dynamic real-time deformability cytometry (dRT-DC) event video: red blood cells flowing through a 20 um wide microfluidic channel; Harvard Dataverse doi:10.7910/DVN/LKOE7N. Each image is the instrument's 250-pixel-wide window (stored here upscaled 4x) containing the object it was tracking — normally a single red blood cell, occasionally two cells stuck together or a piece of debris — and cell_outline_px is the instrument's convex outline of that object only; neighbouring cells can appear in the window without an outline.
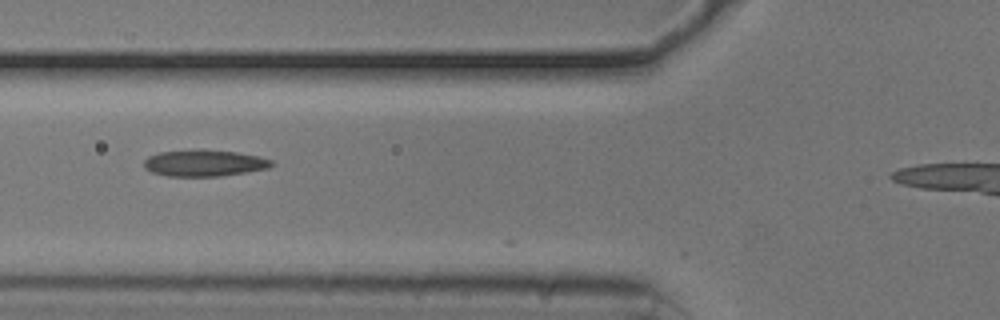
{"species": "common noctule bat (a hibernating species)", "species_latin": "Nyctalus noctula", "temperature_condition": "cold", "stored_images_in_passage": 8, "camera_frame_rate_fps": 3000, "um_per_image_px": 0.085, "animal": {"sex": "male", "body_mass_g": 20.5, "forearm_length_mm": 52.5}, "frame": {"image": 1, "passage_image": 2, "time_ms": 0.333, "image_size_px": [1000, 320], "cell_outline_px": [[272, 164], [268, 168], [220, 176], [168, 176], [152, 172], [144, 168], [144, 160], [148, 156], [160, 152], [236, 152], [260, 156], [272, 160]], "centroid_in_image_um": [17.36, 13.9], "position_along_channel_um": 108.4, "area_um2": 18.73}}
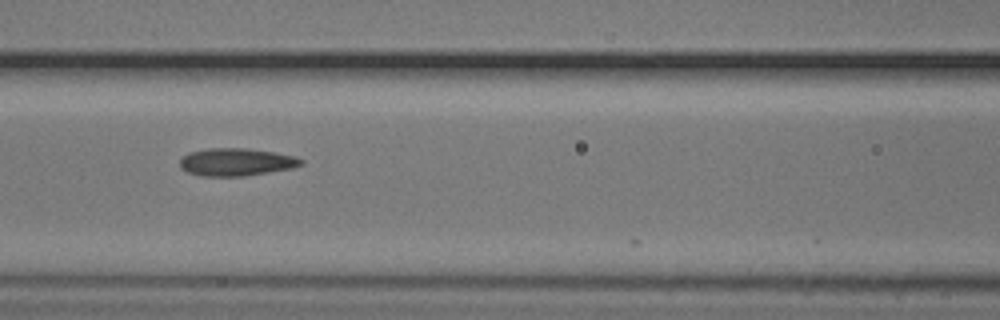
{"frame": {"image": 2, "passage_image": 5, "time_ms": 1.333, "image_size_px": [1000, 320], "cell_outline_px": [[304, 164], [292, 168], [244, 176], [200, 176], [188, 172], [180, 168], [180, 160], [188, 152], [208, 148], [248, 148], [296, 156], [304, 160]], "centroid_in_image_um": [20.08, 13.77], "position_along_channel_um": 146.5, "area_um2": 19.59}}